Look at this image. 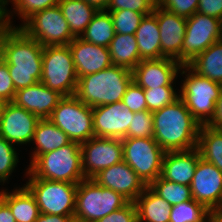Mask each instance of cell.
<instances>
[{
	"label": "cell",
	"mask_w": 222,
	"mask_h": 222,
	"mask_svg": "<svg viewBox=\"0 0 222 222\" xmlns=\"http://www.w3.org/2000/svg\"><path fill=\"white\" fill-rule=\"evenodd\" d=\"M206 126L215 130H222V88L220 95L216 100L213 116Z\"/></svg>",
	"instance_id": "cell-45"
},
{
	"label": "cell",
	"mask_w": 222,
	"mask_h": 222,
	"mask_svg": "<svg viewBox=\"0 0 222 222\" xmlns=\"http://www.w3.org/2000/svg\"><path fill=\"white\" fill-rule=\"evenodd\" d=\"M5 14V0H0V17L4 19Z\"/></svg>",
	"instance_id": "cell-50"
},
{
	"label": "cell",
	"mask_w": 222,
	"mask_h": 222,
	"mask_svg": "<svg viewBox=\"0 0 222 222\" xmlns=\"http://www.w3.org/2000/svg\"><path fill=\"white\" fill-rule=\"evenodd\" d=\"M1 199L11 209L16 222H35L40 215L36 199L26 186L11 193L2 190Z\"/></svg>",
	"instance_id": "cell-24"
},
{
	"label": "cell",
	"mask_w": 222,
	"mask_h": 222,
	"mask_svg": "<svg viewBox=\"0 0 222 222\" xmlns=\"http://www.w3.org/2000/svg\"><path fill=\"white\" fill-rule=\"evenodd\" d=\"M0 222H16L9 206L0 200Z\"/></svg>",
	"instance_id": "cell-47"
},
{
	"label": "cell",
	"mask_w": 222,
	"mask_h": 222,
	"mask_svg": "<svg viewBox=\"0 0 222 222\" xmlns=\"http://www.w3.org/2000/svg\"><path fill=\"white\" fill-rule=\"evenodd\" d=\"M198 3L199 0H162L159 6L178 16L189 18L197 13Z\"/></svg>",
	"instance_id": "cell-41"
},
{
	"label": "cell",
	"mask_w": 222,
	"mask_h": 222,
	"mask_svg": "<svg viewBox=\"0 0 222 222\" xmlns=\"http://www.w3.org/2000/svg\"><path fill=\"white\" fill-rule=\"evenodd\" d=\"M24 185L34 195L40 213L74 216L78 184L29 177Z\"/></svg>",
	"instance_id": "cell-9"
},
{
	"label": "cell",
	"mask_w": 222,
	"mask_h": 222,
	"mask_svg": "<svg viewBox=\"0 0 222 222\" xmlns=\"http://www.w3.org/2000/svg\"><path fill=\"white\" fill-rule=\"evenodd\" d=\"M220 40L222 41V18L220 20Z\"/></svg>",
	"instance_id": "cell-52"
},
{
	"label": "cell",
	"mask_w": 222,
	"mask_h": 222,
	"mask_svg": "<svg viewBox=\"0 0 222 222\" xmlns=\"http://www.w3.org/2000/svg\"><path fill=\"white\" fill-rule=\"evenodd\" d=\"M155 4L151 0H110L107 11L132 10L149 15L153 13Z\"/></svg>",
	"instance_id": "cell-39"
},
{
	"label": "cell",
	"mask_w": 222,
	"mask_h": 222,
	"mask_svg": "<svg viewBox=\"0 0 222 222\" xmlns=\"http://www.w3.org/2000/svg\"><path fill=\"white\" fill-rule=\"evenodd\" d=\"M190 189L193 199L209 211H222V172L212 163L198 160Z\"/></svg>",
	"instance_id": "cell-14"
},
{
	"label": "cell",
	"mask_w": 222,
	"mask_h": 222,
	"mask_svg": "<svg viewBox=\"0 0 222 222\" xmlns=\"http://www.w3.org/2000/svg\"><path fill=\"white\" fill-rule=\"evenodd\" d=\"M212 212L194 199L171 206L169 222H210Z\"/></svg>",
	"instance_id": "cell-33"
},
{
	"label": "cell",
	"mask_w": 222,
	"mask_h": 222,
	"mask_svg": "<svg viewBox=\"0 0 222 222\" xmlns=\"http://www.w3.org/2000/svg\"><path fill=\"white\" fill-rule=\"evenodd\" d=\"M40 119L13 102H6L0 117V137L12 145L32 142L36 125Z\"/></svg>",
	"instance_id": "cell-16"
},
{
	"label": "cell",
	"mask_w": 222,
	"mask_h": 222,
	"mask_svg": "<svg viewBox=\"0 0 222 222\" xmlns=\"http://www.w3.org/2000/svg\"><path fill=\"white\" fill-rule=\"evenodd\" d=\"M108 49L112 65L121 66L132 71L142 61L135 35L116 33Z\"/></svg>",
	"instance_id": "cell-29"
},
{
	"label": "cell",
	"mask_w": 222,
	"mask_h": 222,
	"mask_svg": "<svg viewBox=\"0 0 222 222\" xmlns=\"http://www.w3.org/2000/svg\"><path fill=\"white\" fill-rule=\"evenodd\" d=\"M210 222H222V211L213 212L210 217Z\"/></svg>",
	"instance_id": "cell-49"
},
{
	"label": "cell",
	"mask_w": 222,
	"mask_h": 222,
	"mask_svg": "<svg viewBox=\"0 0 222 222\" xmlns=\"http://www.w3.org/2000/svg\"><path fill=\"white\" fill-rule=\"evenodd\" d=\"M181 69L186 79L181 86L180 98L193 118L200 125H206L213 116L222 85L198 75L188 65H182Z\"/></svg>",
	"instance_id": "cell-6"
},
{
	"label": "cell",
	"mask_w": 222,
	"mask_h": 222,
	"mask_svg": "<svg viewBox=\"0 0 222 222\" xmlns=\"http://www.w3.org/2000/svg\"><path fill=\"white\" fill-rule=\"evenodd\" d=\"M42 57L43 46L20 27L1 28L0 58L8 65L16 91L40 82Z\"/></svg>",
	"instance_id": "cell-1"
},
{
	"label": "cell",
	"mask_w": 222,
	"mask_h": 222,
	"mask_svg": "<svg viewBox=\"0 0 222 222\" xmlns=\"http://www.w3.org/2000/svg\"><path fill=\"white\" fill-rule=\"evenodd\" d=\"M37 148L32 153V163L39 155L66 146L72 141L66 133L49 119H40L36 125L33 140Z\"/></svg>",
	"instance_id": "cell-26"
},
{
	"label": "cell",
	"mask_w": 222,
	"mask_h": 222,
	"mask_svg": "<svg viewBox=\"0 0 222 222\" xmlns=\"http://www.w3.org/2000/svg\"><path fill=\"white\" fill-rule=\"evenodd\" d=\"M63 98L58 91L52 90L43 83L19 89L15 92L13 103L32 112L39 119H48Z\"/></svg>",
	"instance_id": "cell-21"
},
{
	"label": "cell",
	"mask_w": 222,
	"mask_h": 222,
	"mask_svg": "<svg viewBox=\"0 0 222 222\" xmlns=\"http://www.w3.org/2000/svg\"><path fill=\"white\" fill-rule=\"evenodd\" d=\"M35 222H75L74 216H60L40 213Z\"/></svg>",
	"instance_id": "cell-46"
},
{
	"label": "cell",
	"mask_w": 222,
	"mask_h": 222,
	"mask_svg": "<svg viewBox=\"0 0 222 222\" xmlns=\"http://www.w3.org/2000/svg\"><path fill=\"white\" fill-rule=\"evenodd\" d=\"M153 14L157 17L160 30L162 56L182 64V45L187 18L178 16L159 5L155 6Z\"/></svg>",
	"instance_id": "cell-18"
},
{
	"label": "cell",
	"mask_w": 222,
	"mask_h": 222,
	"mask_svg": "<svg viewBox=\"0 0 222 222\" xmlns=\"http://www.w3.org/2000/svg\"><path fill=\"white\" fill-rule=\"evenodd\" d=\"M220 40V20L201 13L187 18L182 45V65H187L197 55Z\"/></svg>",
	"instance_id": "cell-12"
},
{
	"label": "cell",
	"mask_w": 222,
	"mask_h": 222,
	"mask_svg": "<svg viewBox=\"0 0 222 222\" xmlns=\"http://www.w3.org/2000/svg\"><path fill=\"white\" fill-rule=\"evenodd\" d=\"M74 37H81L98 11L84 0H60L58 3Z\"/></svg>",
	"instance_id": "cell-27"
},
{
	"label": "cell",
	"mask_w": 222,
	"mask_h": 222,
	"mask_svg": "<svg viewBox=\"0 0 222 222\" xmlns=\"http://www.w3.org/2000/svg\"><path fill=\"white\" fill-rule=\"evenodd\" d=\"M40 82L63 96L75 95L78 77L69 45L43 46Z\"/></svg>",
	"instance_id": "cell-7"
},
{
	"label": "cell",
	"mask_w": 222,
	"mask_h": 222,
	"mask_svg": "<svg viewBox=\"0 0 222 222\" xmlns=\"http://www.w3.org/2000/svg\"><path fill=\"white\" fill-rule=\"evenodd\" d=\"M80 148L86 179H92L100 171L123 160L122 139L93 137L80 144Z\"/></svg>",
	"instance_id": "cell-13"
},
{
	"label": "cell",
	"mask_w": 222,
	"mask_h": 222,
	"mask_svg": "<svg viewBox=\"0 0 222 222\" xmlns=\"http://www.w3.org/2000/svg\"><path fill=\"white\" fill-rule=\"evenodd\" d=\"M122 101L125 106L133 112L147 110L144 89L138 86L134 81L127 87Z\"/></svg>",
	"instance_id": "cell-40"
},
{
	"label": "cell",
	"mask_w": 222,
	"mask_h": 222,
	"mask_svg": "<svg viewBox=\"0 0 222 222\" xmlns=\"http://www.w3.org/2000/svg\"><path fill=\"white\" fill-rule=\"evenodd\" d=\"M123 160L149 186L161 175L165 151L152 137L123 138Z\"/></svg>",
	"instance_id": "cell-10"
},
{
	"label": "cell",
	"mask_w": 222,
	"mask_h": 222,
	"mask_svg": "<svg viewBox=\"0 0 222 222\" xmlns=\"http://www.w3.org/2000/svg\"><path fill=\"white\" fill-rule=\"evenodd\" d=\"M197 149L202 159L212 163L222 172V130L201 125Z\"/></svg>",
	"instance_id": "cell-31"
},
{
	"label": "cell",
	"mask_w": 222,
	"mask_h": 222,
	"mask_svg": "<svg viewBox=\"0 0 222 222\" xmlns=\"http://www.w3.org/2000/svg\"><path fill=\"white\" fill-rule=\"evenodd\" d=\"M134 35L141 60L164 58L161 54V37L157 17L153 13L144 16Z\"/></svg>",
	"instance_id": "cell-23"
},
{
	"label": "cell",
	"mask_w": 222,
	"mask_h": 222,
	"mask_svg": "<svg viewBox=\"0 0 222 222\" xmlns=\"http://www.w3.org/2000/svg\"><path fill=\"white\" fill-rule=\"evenodd\" d=\"M15 92L8 65L0 58V98L5 102H12Z\"/></svg>",
	"instance_id": "cell-43"
},
{
	"label": "cell",
	"mask_w": 222,
	"mask_h": 222,
	"mask_svg": "<svg viewBox=\"0 0 222 222\" xmlns=\"http://www.w3.org/2000/svg\"><path fill=\"white\" fill-rule=\"evenodd\" d=\"M4 26L3 19L0 17V30Z\"/></svg>",
	"instance_id": "cell-54"
},
{
	"label": "cell",
	"mask_w": 222,
	"mask_h": 222,
	"mask_svg": "<svg viewBox=\"0 0 222 222\" xmlns=\"http://www.w3.org/2000/svg\"><path fill=\"white\" fill-rule=\"evenodd\" d=\"M153 123L152 112H149L148 110L134 112V118L130 123L125 138H153Z\"/></svg>",
	"instance_id": "cell-37"
},
{
	"label": "cell",
	"mask_w": 222,
	"mask_h": 222,
	"mask_svg": "<svg viewBox=\"0 0 222 222\" xmlns=\"http://www.w3.org/2000/svg\"><path fill=\"white\" fill-rule=\"evenodd\" d=\"M197 13L212 16L221 20L222 0H199Z\"/></svg>",
	"instance_id": "cell-44"
},
{
	"label": "cell",
	"mask_w": 222,
	"mask_h": 222,
	"mask_svg": "<svg viewBox=\"0 0 222 222\" xmlns=\"http://www.w3.org/2000/svg\"><path fill=\"white\" fill-rule=\"evenodd\" d=\"M95 222H138L137 209L134 202H128L122 208Z\"/></svg>",
	"instance_id": "cell-42"
},
{
	"label": "cell",
	"mask_w": 222,
	"mask_h": 222,
	"mask_svg": "<svg viewBox=\"0 0 222 222\" xmlns=\"http://www.w3.org/2000/svg\"><path fill=\"white\" fill-rule=\"evenodd\" d=\"M5 104H6V102L2 98H0V117L2 115V111H3Z\"/></svg>",
	"instance_id": "cell-51"
},
{
	"label": "cell",
	"mask_w": 222,
	"mask_h": 222,
	"mask_svg": "<svg viewBox=\"0 0 222 222\" xmlns=\"http://www.w3.org/2000/svg\"><path fill=\"white\" fill-rule=\"evenodd\" d=\"M10 0H5V14L3 23L8 27H15L11 25V15L6 10V5ZM60 0H11L14 5V13L18 14L23 20V23L38 11L45 10L57 6ZM17 11V12H16Z\"/></svg>",
	"instance_id": "cell-34"
},
{
	"label": "cell",
	"mask_w": 222,
	"mask_h": 222,
	"mask_svg": "<svg viewBox=\"0 0 222 222\" xmlns=\"http://www.w3.org/2000/svg\"><path fill=\"white\" fill-rule=\"evenodd\" d=\"M187 65L198 75L222 85V41L209 46Z\"/></svg>",
	"instance_id": "cell-28"
},
{
	"label": "cell",
	"mask_w": 222,
	"mask_h": 222,
	"mask_svg": "<svg viewBox=\"0 0 222 222\" xmlns=\"http://www.w3.org/2000/svg\"><path fill=\"white\" fill-rule=\"evenodd\" d=\"M77 77L97 73L112 65L107 47L95 45L75 37L69 44Z\"/></svg>",
	"instance_id": "cell-20"
},
{
	"label": "cell",
	"mask_w": 222,
	"mask_h": 222,
	"mask_svg": "<svg viewBox=\"0 0 222 222\" xmlns=\"http://www.w3.org/2000/svg\"><path fill=\"white\" fill-rule=\"evenodd\" d=\"M128 202L116 191L98 185L93 179H84L77 185L75 222H95Z\"/></svg>",
	"instance_id": "cell-5"
},
{
	"label": "cell",
	"mask_w": 222,
	"mask_h": 222,
	"mask_svg": "<svg viewBox=\"0 0 222 222\" xmlns=\"http://www.w3.org/2000/svg\"><path fill=\"white\" fill-rule=\"evenodd\" d=\"M26 172L30 177L78 184L86 179L82 171L80 144L71 142L39 155Z\"/></svg>",
	"instance_id": "cell-4"
},
{
	"label": "cell",
	"mask_w": 222,
	"mask_h": 222,
	"mask_svg": "<svg viewBox=\"0 0 222 222\" xmlns=\"http://www.w3.org/2000/svg\"><path fill=\"white\" fill-rule=\"evenodd\" d=\"M144 94L146 97L147 110L152 113L173 103L180 97V94H177L173 86L144 89Z\"/></svg>",
	"instance_id": "cell-36"
},
{
	"label": "cell",
	"mask_w": 222,
	"mask_h": 222,
	"mask_svg": "<svg viewBox=\"0 0 222 222\" xmlns=\"http://www.w3.org/2000/svg\"><path fill=\"white\" fill-rule=\"evenodd\" d=\"M113 21L115 33L134 35L138 29L144 13H138L132 10L109 11Z\"/></svg>",
	"instance_id": "cell-35"
},
{
	"label": "cell",
	"mask_w": 222,
	"mask_h": 222,
	"mask_svg": "<svg viewBox=\"0 0 222 222\" xmlns=\"http://www.w3.org/2000/svg\"><path fill=\"white\" fill-rule=\"evenodd\" d=\"M48 119L66 133L72 142L82 144L95 137L92 108L75 95L63 96Z\"/></svg>",
	"instance_id": "cell-8"
},
{
	"label": "cell",
	"mask_w": 222,
	"mask_h": 222,
	"mask_svg": "<svg viewBox=\"0 0 222 222\" xmlns=\"http://www.w3.org/2000/svg\"><path fill=\"white\" fill-rule=\"evenodd\" d=\"M200 158L197 148L187 151L166 152L160 176L168 181L190 186Z\"/></svg>",
	"instance_id": "cell-22"
},
{
	"label": "cell",
	"mask_w": 222,
	"mask_h": 222,
	"mask_svg": "<svg viewBox=\"0 0 222 222\" xmlns=\"http://www.w3.org/2000/svg\"><path fill=\"white\" fill-rule=\"evenodd\" d=\"M132 71L116 65L78 78L75 96L91 108L122 101Z\"/></svg>",
	"instance_id": "cell-3"
},
{
	"label": "cell",
	"mask_w": 222,
	"mask_h": 222,
	"mask_svg": "<svg viewBox=\"0 0 222 222\" xmlns=\"http://www.w3.org/2000/svg\"><path fill=\"white\" fill-rule=\"evenodd\" d=\"M92 179L98 185L121 194L129 202H134L147 187L124 160L105 168Z\"/></svg>",
	"instance_id": "cell-17"
},
{
	"label": "cell",
	"mask_w": 222,
	"mask_h": 222,
	"mask_svg": "<svg viewBox=\"0 0 222 222\" xmlns=\"http://www.w3.org/2000/svg\"><path fill=\"white\" fill-rule=\"evenodd\" d=\"M138 222H169L171 205L149 186L134 201Z\"/></svg>",
	"instance_id": "cell-25"
},
{
	"label": "cell",
	"mask_w": 222,
	"mask_h": 222,
	"mask_svg": "<svg viewBox=\"0 0 222 222\" xmlns=\"http://www.w3.org/2000/svg\"><path fill=\"white\" fill-rule=\"evenodd\" d=\"M10 142L0 137V182H6L17 166L18 155Z\"/></svg>",
	"instance_id": "cell-38"
},
{
	"label": "cell",
	"mask_w": 222,
	"mask_h": 222,
	"mask_svg": "<svg viewBox=\"0 0 222 222\" xmlns=\"http://www.w3.org/2000/svg\"><path fill=\"white\" fill-rule=\"evenodd\" d=\"M181 67V63L169 58L142 60L132 70L133 81L143 89L173 86Z\"/></svg>",
	"instance_id": "cell-19"
},
{
	"label": "cell",
	"mask_w": 222,
	"mask_h": 222,
	"mask_svg": "<svg viewBox=\"0 0 222 222\" xmlns=\"http://www.w3.org/2000/svg\"><path fill=\"white\" fill-rule=\"evenodd\" d=\"M149 187L171 206L192 200L190 186L171 182L159 176Z\"/></svg>",
	"instance_id": "cell-32"
},
{
	"label": "cell",
	"mask_w": 222,
	"mask_h": 222,
	"mask_svg": "<svg viewBox=\"0 0 222 222\" xmlns=\"http://www.w3.org/2000/svg\"><path fill=\"white\" fill-rule=\"evenodd\" d=\"M95 137L123 139L128 133L134 112L123 101L92 108Z\"/></svg>",
	"instance_id": "cell-15"
},
{
	"label": "cell",
	"mask_w": 222,
	"mask_h": 222,
	"mask_svg": "<svg viewBox=\"0 0 222 222\" xmlns=\"http://www.w3.org/2000/svg\"><path fill=\"white\" fill-rule=\"evenodd\" d=\"M153 138L165 152L197 148L200 124L179 97L173 103L152 113Z\"/></svg>",
	"instance_id": "cell-2"
},
{
	"label": "cell",
	"mask_w": 222,
	"mask_h": 222,
	"mask_svg": "<svg viewBox=\"0 0 222 222\" xmlns=\"http://www.w3.org/2000/svg\"><path fill=\"white\" fill-rule=\"evenodd\" d=\"M155 5H159L162 0H151Z\"/></svg>",
	"instance_id": "cell-53"
},
{
	"label": "cell",
	"mask_w": 222,
	"mask_h": 222,
	"mask_svg": "<svg viewBox=\"0 0 222 222\" xmlns=\"http://www.w3.org/2000/svg\"><path fill=\"white\" fill-rule=\"evenodd\" d=\"M115 34L110 12L98 10L80 38L86 42L108 48Z\"/></svg>",
	"instance_id": "cell-30"
},
{
	"label": "cell",
	"mask_w": 222,
	"mask_h": 222,
	"mask_svg": "<svg viewBox=\"0 0 222 222\" xmlns=\"http://www.w3.org/2000/svg\"><path fill=\"white\" fill-rule=\"evenodd\" d=\"M19 27L42 46H65L75 38L58 5L34 13Z\"/></svg>",
	"instance_id": "cell-11"
},
{
	"label": "cell",
	"mask_w": 222,
	"mask_h": 222,
	"mask_svg": "<svg viewBox=\"0 0 222 222\" xmlns=\"http://www.w3.org/2000/svg\"><path fill=\"white\" fill-rule=\"evenodd\" d=\"M94 6L97 10H106L110 0H84Z\"/></svg>",
	"instance_id": "cell-48"
}]
</instances>
